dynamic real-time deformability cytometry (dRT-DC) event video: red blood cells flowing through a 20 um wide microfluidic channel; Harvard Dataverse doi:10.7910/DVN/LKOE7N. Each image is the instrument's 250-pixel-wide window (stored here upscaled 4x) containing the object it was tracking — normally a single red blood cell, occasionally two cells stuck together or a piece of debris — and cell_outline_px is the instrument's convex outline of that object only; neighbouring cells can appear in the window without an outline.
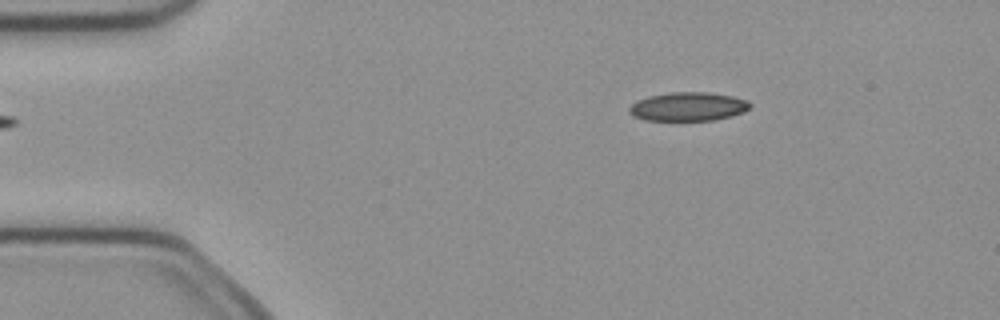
{"species": "common noctule bat (a hibernating species)", "species_latin": "Nyctalus noctula", "temperature_condition": "cold", "stored_images_in_passage": 2, "camera_frame_rate_fps": 3000, "um_per_image_px": 0.085, "animal": {"sex": "female", "body_mass_g": 21.9}, "frame": {"image": 1, "passage_image": 2, "time_ms": 0.333, "image_size_px": [1000, 320], "cell_outline_px": [[752, 104], [744, 112], [732, 116], [716, 120], [644, 120], [632, 116], [628, 112], [628, 108], [636, 100], [648, 96], [668, 92], [708, 92], [732, 96], [748, 100]], "centroid_in_image_um": [58.47, 9.06], "position_along_channel_um": 26.5, "area_um2": 20.46}}